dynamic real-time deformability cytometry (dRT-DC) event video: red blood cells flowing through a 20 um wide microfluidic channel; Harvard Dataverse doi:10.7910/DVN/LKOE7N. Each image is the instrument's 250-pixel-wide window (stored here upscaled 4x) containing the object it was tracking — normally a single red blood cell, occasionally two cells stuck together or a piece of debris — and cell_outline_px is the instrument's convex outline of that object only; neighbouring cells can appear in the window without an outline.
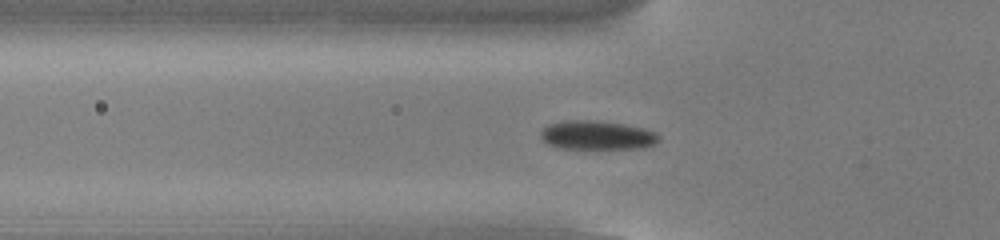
{"species": "common noctule bat (a hibernating species)", "species_latin": "Nyctalus noctula", "temperature_condition": "cold", "stored_images_in_passage": 55, "camera_frame_rate_fps": 3000, "um_per_image_px": 0.085, "animal": {"sex": "male", "body_mass_g": 13.0, "forearm_length_mm": 53.1}, "frame": {"image": 1, "passage_image": 19, "time_ms": 6.0, "image_size_px": [1000, 240], "cell_outline_px": [[660, 140], [656, 144], [644, 148], [556, 148], [548, 144], [540, 136], [540, 132], [548, 124], [564, 120], [588, 120], [624, 124], [644, 128], [656, 132], [660, 136]], "centroid_in_image_um": [50.77, 11.49], "position_along_channel_um": 75.0, "area_um2": 20.0}}
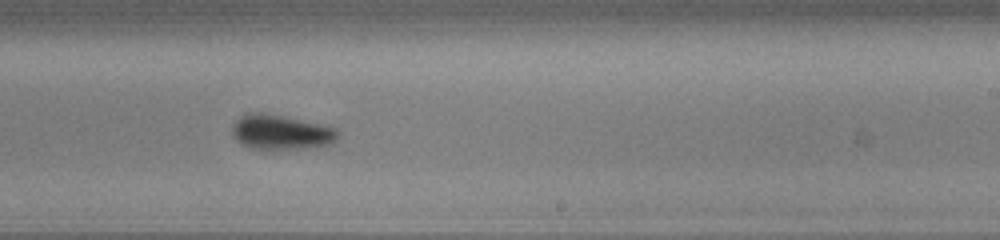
{"frame": {"image": 2, "passage_image": 34, "time_ms": 11.0, "image_size_px": [1000, 240], "cell_outline_px": [[340, 132], [336, 140], [332, 144], [276, 152], [252, 148], [236, 140], [232, 136], [232, 128], [236, 120], [244, 112], [260, 112], [320, 124], [336, 128]], "centroid_in_image_um": [23.86, 11.27], "position_along_channel_um": 265.1, "area_um2": 21.85}}
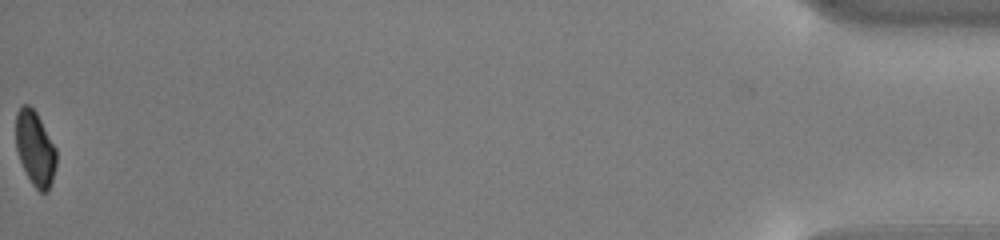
{"frame": {"image": 3, "passage_image": 55, "time_ms": 18.0, "image_size_px": [1000, 240], "cell_outline_px": [[56, 164], [52, 180], [48, 192], [40, 192], [32, 184], [20, 160], [16, 148], [16, 112], [24, 104], [28, 104], [36, 112], [56, 148]], "centroid_in_image_um": [2.99, 12.62], "position_along_channel_um": 432.2, "area_um2": 17.4}, "authors_computed_cell_mechanics": {"area_um2": 19.7676, "velocity_mm_per_s": 3.8089, "shape_relaxation_time_tau1_ms": 3.3097, "shape_relaxation_time_tau2_ms": null, "deformation_change_tau1": 0.1281, "deformation_change_tau2": null}}